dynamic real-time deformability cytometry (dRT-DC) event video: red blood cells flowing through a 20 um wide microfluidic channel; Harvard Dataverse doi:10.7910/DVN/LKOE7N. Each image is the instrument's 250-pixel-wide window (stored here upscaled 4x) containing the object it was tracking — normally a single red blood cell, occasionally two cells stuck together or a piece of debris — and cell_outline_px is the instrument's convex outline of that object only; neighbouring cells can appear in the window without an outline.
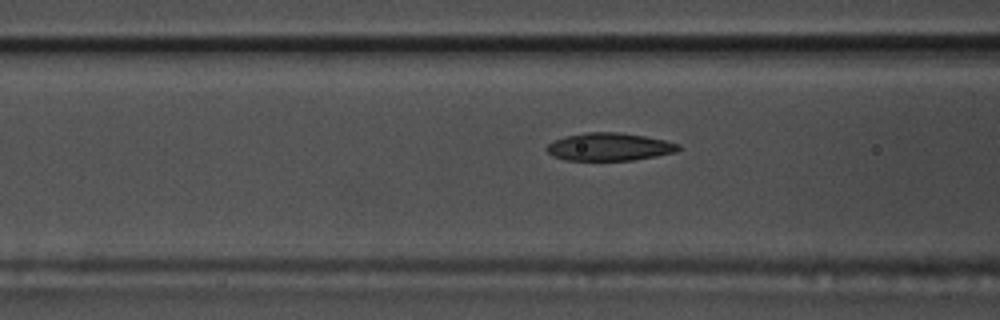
{"species": "common noctule bat (a hibernating species)", "species_latin": "Nyctalus noctula", "temperature_condition": "warm", "stored_images_in_passage": 53, "camera_frame_rate_fps": 3000, "um_per_image_px": 0.085, "animal": {"sex": "male", "body_mass_g": 17.5, "forearm_length_mm": 52.3}, "frame": {"image": 1, "passage_image": 23, "time_ms": 7.333, "image_size_px": [1000, 320], "cell_outline_px": [[680, 148], [676, 152], [656, 156], [632, 160], [564, 160], [552, 156], [544, 148], [548, 144], [564, 136], [588, 132], [620, 132], [644, 136], [664, 140], [680, 144]], "centroid_in_image_um": [51.77, 12.48], "position_along_channel_um": 114.8, "area_um2": 21.33}}
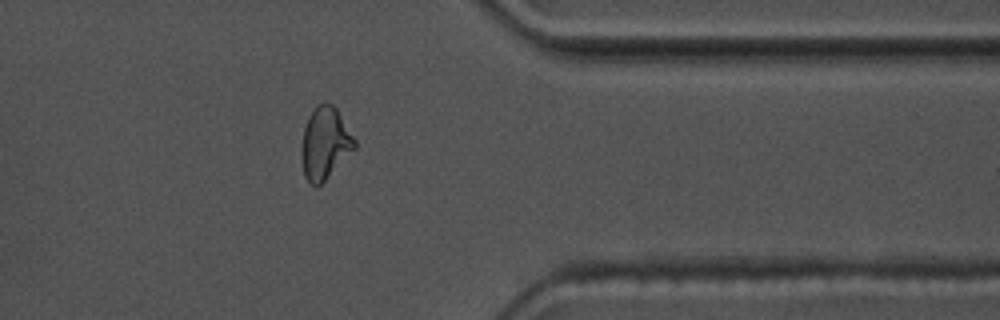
{"frame": {"image": 2, "passage_image": 46, "time_ms": 15.0, "image_size_px": [1000, 320], "cell_outline_px": [[356, 148], [316, 188], [308, 184], [304, 176], [300, 156], [300, 152], [304, 128], [308, 116], [316, 104], [324, 100], [332, 104], [336, 108], [356, 140]], "centroid_in_image_um": [27.59, 12.16], "position_along_channel_um": 383.8, "area_um2": 22.6}, "authors_computed_cell_mechanics": {"area_um2": 21.2704, "velocity_mm_per_s": 3.6609, "shape_relaxation_time_tau1_ms": null, "shape_relaxation_time_tau2_ms": 1.9317, "deformation_change_tau1": null, "deformation_change_tau2": 0.0895}}